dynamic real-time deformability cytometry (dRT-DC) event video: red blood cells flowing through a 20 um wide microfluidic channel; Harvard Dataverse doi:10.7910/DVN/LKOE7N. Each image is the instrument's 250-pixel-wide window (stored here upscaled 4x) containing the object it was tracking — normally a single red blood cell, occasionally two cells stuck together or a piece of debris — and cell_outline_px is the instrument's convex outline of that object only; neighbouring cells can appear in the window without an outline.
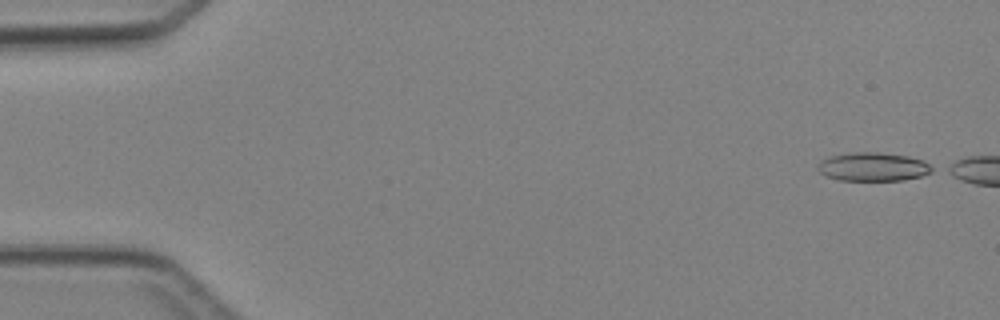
{"species": "Egyptian fruit bat (a non-hibernating species)", "species_latin": "Rousettus aegyptiacus", "temperature_condition": "cold", "stored_images_in_passage": 5, "camera_frame_rate_fps": 3000, "um_per_image_px": 0.085, "animal": {"sex": "female"}, "frame": {"image": 1, "passage_image": 1, "time_ms": 0.0, "image_size_px": [1000, 320], "cell_outline_px": [[936, 168], [932, 172], [920, 176], [904, 180], [840, 180], [828, 176], [820, 172], [816, 168], [820, 160], [828, 156], [856, 152], [880, 152], [908, 156], [924, 160]], "centroid_in_image_um": [74.24, 14.17], "position_along_channel_um": 10.8, "area_um2": 19.19}}